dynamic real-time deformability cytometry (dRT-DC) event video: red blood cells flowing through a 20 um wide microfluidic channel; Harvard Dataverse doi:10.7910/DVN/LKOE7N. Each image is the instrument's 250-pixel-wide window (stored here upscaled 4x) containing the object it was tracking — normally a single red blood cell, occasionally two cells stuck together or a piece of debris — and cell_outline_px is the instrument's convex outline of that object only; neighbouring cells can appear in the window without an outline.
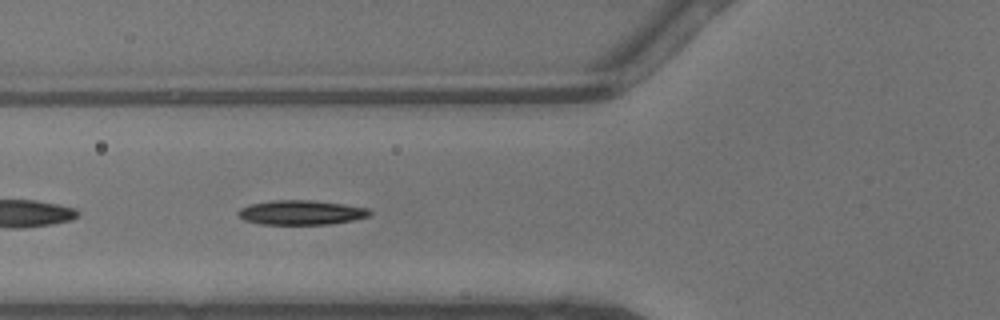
{"species": "common noctule bat (a hibernating species)", "species_latin": "Nyctalus noctula", "temperature_condition": "warm", "stored_images_in_passage": 39, "camera_frame_rate_fps": 3000, "um_per_image_px": 0.085, "animal": {"sex": "male", "body_mass_g": 13.3}, "frame": {"image": 1, "passage_image": 11, "time_ms": 3.333, "image_size_px": [1000, 320], "cell_outline_px": [[372, 216], [356, 220], [328, 224], [260, 224], [244, 220], [236, 212], [240, 208], [248, 204], [272, 200], [308, 200], [344, 204], [368, 208], [372, 212]], "centroid_in_image_um": [25.62, 18.06], "position_along_channel_um": 100.2, "area_um2": 18.96}}
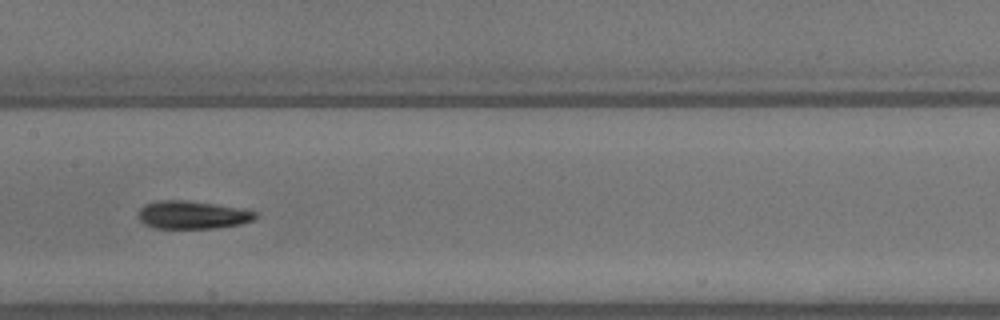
{"frame": {"image": 2, "passage_image": 17, "time_ms": 5.333, "image_size_px": [1000, 320], "cell_outline_px": [[256, 216], [252, 220], [240, 224], [216, 228], [156, 228], [144, 224], [140, 220], [140, 208], [144, 204], [160, 200], [184, 200], [212, 204], [236, 208], [256, 212]], "centroid_in_image_um": [16.31, 18.27], "position_along_channel_um": 191.1, "area_um2": 18.67}}
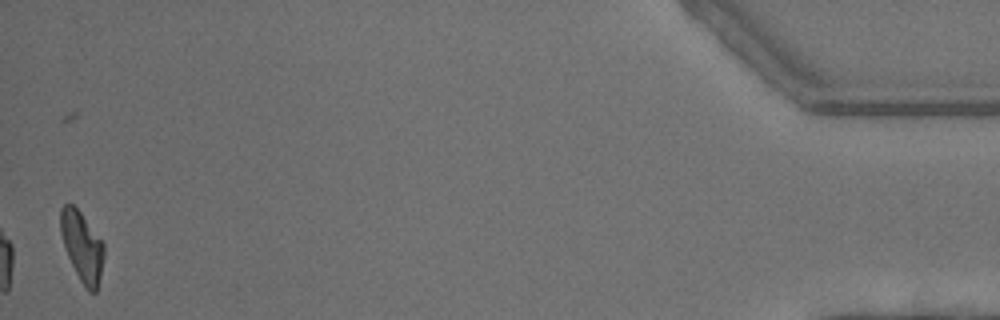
{"frame": {"image": 3, "passage_image": 39, "time_ms": 12.667, "image_size_px": [1000, 320], "cell_outline_px": [[104, 256], [100, 276], [96, 292], [88, 292], [80, 280], [68, 256], [60, 232], [60, 208], [64, 204], [72, 204], [80, 212], [104, 244]], "centroid_in_image_um": [6.97, 20.95], "position_along_channel_um": 428.2, "area_um2": 17.34}, "authors_computed_cell_mechanics": {"area_um2": 18.9584, "velocity_mm_per_s": 4.5159, "shape_relaxation_time_tau1_ms": 2.9591, "shape_relaxation_time_tau2_ms": 2.1783, "deformation_change_tau1": 0.1405, "deformation_change_tau2": 0.082}}